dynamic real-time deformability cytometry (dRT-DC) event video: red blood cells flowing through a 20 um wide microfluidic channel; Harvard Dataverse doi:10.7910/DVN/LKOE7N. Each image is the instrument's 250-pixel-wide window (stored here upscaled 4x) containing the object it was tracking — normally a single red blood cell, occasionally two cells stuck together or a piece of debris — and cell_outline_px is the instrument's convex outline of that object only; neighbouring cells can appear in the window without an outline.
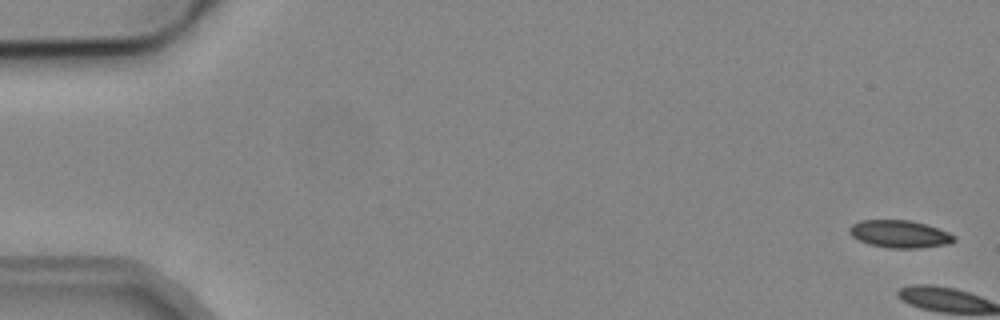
{"species": "common noctule bat (a hibernating species)", "species_latin": "Nyctalus noctula", "temperature_condition": "cold", "stored_images_in_passage": 6, "camera_frame_rate_fps": 3000, "um_per_image_px": 0.085, "animal": {"sex": "male", "body_mass_g": 19.2, "forearm_length_mm": 51.8}, "frame": {"image": 1, "passage_image": 1, "time_ms": 0.0, "image_size_px": [1000, 320], "cell_outline_px": [[956, 240], [948, 244], [920, 248], [888, 248], [868, 244], [852, 236], [848, 232], [848, 228], [852, 224], [860, 220], [908, 220], [924, 224], [948, 232], [956, 236]], "centroid_in_image_um": [76.45, 19.9], "position_along_channel_um": 8.5, "area_um2": 16.76}}